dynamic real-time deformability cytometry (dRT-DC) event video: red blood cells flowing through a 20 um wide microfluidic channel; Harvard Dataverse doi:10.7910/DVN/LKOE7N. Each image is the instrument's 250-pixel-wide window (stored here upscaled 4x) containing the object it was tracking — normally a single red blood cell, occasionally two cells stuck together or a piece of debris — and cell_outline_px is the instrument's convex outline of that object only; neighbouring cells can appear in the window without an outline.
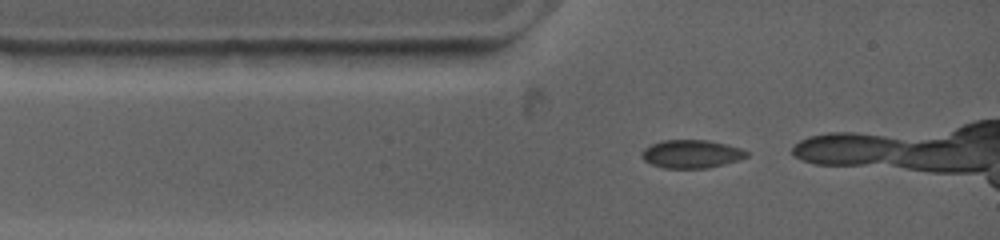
{"species": "common noctule bat (a hibernating species)", "species_latin": "Nyctalus noctula", "temperature_condition": "warm", "stored_images_in_passage": 3, "camera_frame_rate_fps": 4500, "um_per_image_px": 0.085, "animal": {"sex": "female", "body_mass_g": 19.0, "forearm_length_mm": 53.3}, "frame": {"image": 1, "passage_image": 1, "time_ms": 0.0, "image_size_px": [1000, 240], "cell_outline_px": [[748, 156], [724, 164], [708, 168], [664, 168], [652, 164], [644, 160], [644, 148], [652, 144], [664, 140], [704, 140], [724, 144], [740, 148], [748, 152]], "centroid_in_image_um": [58.78, 13.09], "position_along_channel_um": 26.2, "area_um2": 16.82}}